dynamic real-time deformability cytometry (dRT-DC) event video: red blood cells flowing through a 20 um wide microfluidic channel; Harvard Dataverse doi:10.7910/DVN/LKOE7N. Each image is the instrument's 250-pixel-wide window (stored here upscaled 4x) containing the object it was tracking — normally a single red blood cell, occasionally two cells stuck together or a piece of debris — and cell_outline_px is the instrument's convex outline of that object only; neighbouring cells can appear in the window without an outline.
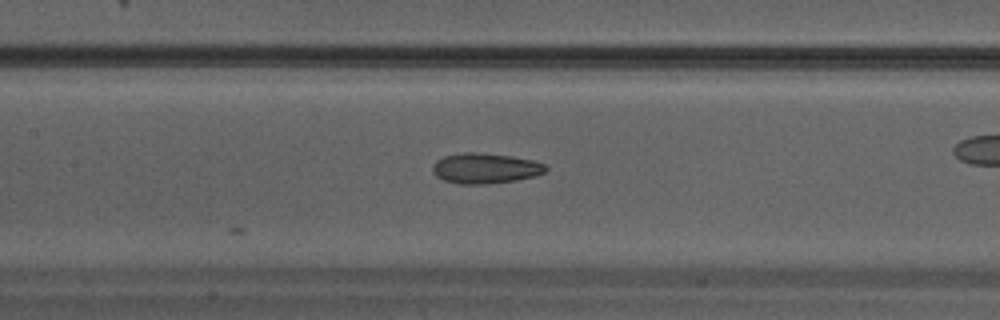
{"species": "Egyptian fruit bat (a non-hibernating species)", "species_latin": "Rousettus aegyptiacus", "temperature_condition": "warm", "stored_images_in_passage": 17, "camera_frame_rate_fps": 3000, "um_per_image_px": 0.085, "animal": {"sex": "male"}, "frame": {"image": 1, "passage_image": 6, "time_ms": 1.667, "image_size_px": [1000, 320], "cell_outline_px": [[548, 168], [544, 172], [536, 176], [516, 180], [484, 184], [460, 184], [444, 180], [436, 176], [432, 172], [432, 164], [436, 160], [444, 156], [464, 152], [476, 152], [512, 156], [532, 160], [544, 164]], "centroid_in_image_um": [41.22, 14.3], "position_along_channel_um": 166.2, "area_um2": 20.06}}